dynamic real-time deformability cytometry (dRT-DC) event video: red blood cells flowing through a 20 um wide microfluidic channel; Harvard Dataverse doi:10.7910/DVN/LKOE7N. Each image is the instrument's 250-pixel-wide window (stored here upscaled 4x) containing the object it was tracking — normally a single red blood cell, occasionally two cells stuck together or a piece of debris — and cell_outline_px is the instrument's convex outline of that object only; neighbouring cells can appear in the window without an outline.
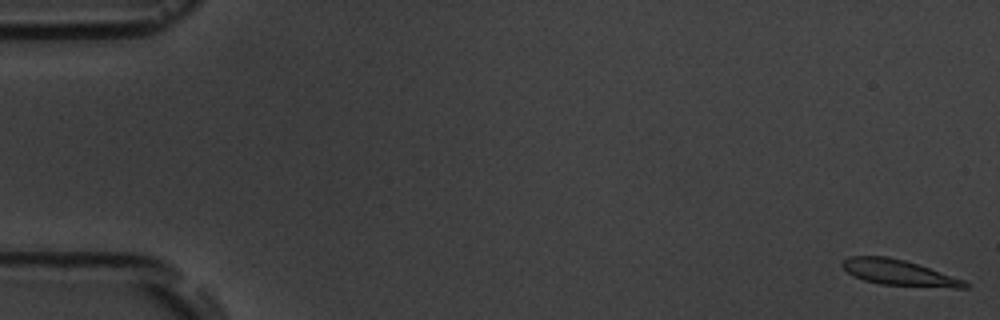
{"species": "common noctule bat (a hibernating species)", "species_latin": "Nyctalus noctula", "temperature_condition": "room temperature", "stored_images_in_passage": 6, "camera_frame_rate_fps": 3000, "um_per_image_px": 0.085, "animal": {"sex": "male", "body_mass_g": 19.5, "forearm_length_mm": 54.6}, "frame": {"image": 1, "passage_image": 1, "time_ms": 0.0, "image_size_px": [1000, 320], "cell_outline_px": [[972, 284], [968, 288], [952, 288], [880, 284], [864, 280], [852, 276], [840, 264], [848, 256], [888, 256], [904, 260], [964, 280]], "centroid_in_image_um": [76.4, 23.18], "position_along_channel_um": 8.6, "area_um2": 18.26}}
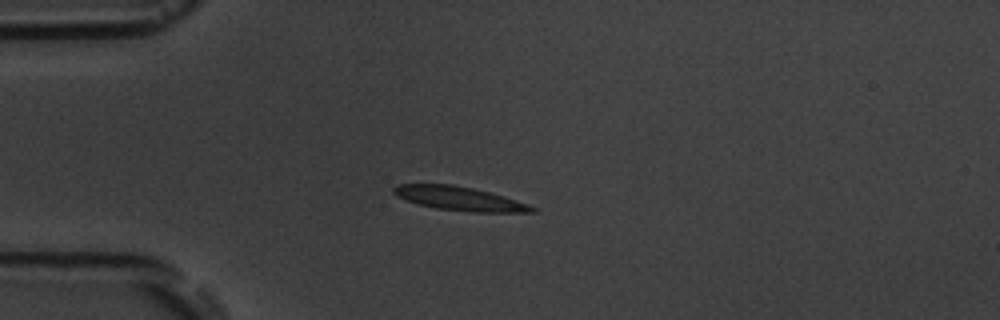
{"frame": {"image": 2, "passage_image": 5, "time_ms": 4.667, "image_size_px": [1000, 320], "cell_outline_px": [[536, 212], [472, 212], [436, 208], [420, 204], [396, 196], [392, 192], [392, 188], [396, 184], [452, 184], [472, 188], [504, 196], [528, 204], [536, 208]], "centroid_in_image_um": [39.04, 16.87], "position_along_channel_um": 46.0, "area_um2": 19.07}}